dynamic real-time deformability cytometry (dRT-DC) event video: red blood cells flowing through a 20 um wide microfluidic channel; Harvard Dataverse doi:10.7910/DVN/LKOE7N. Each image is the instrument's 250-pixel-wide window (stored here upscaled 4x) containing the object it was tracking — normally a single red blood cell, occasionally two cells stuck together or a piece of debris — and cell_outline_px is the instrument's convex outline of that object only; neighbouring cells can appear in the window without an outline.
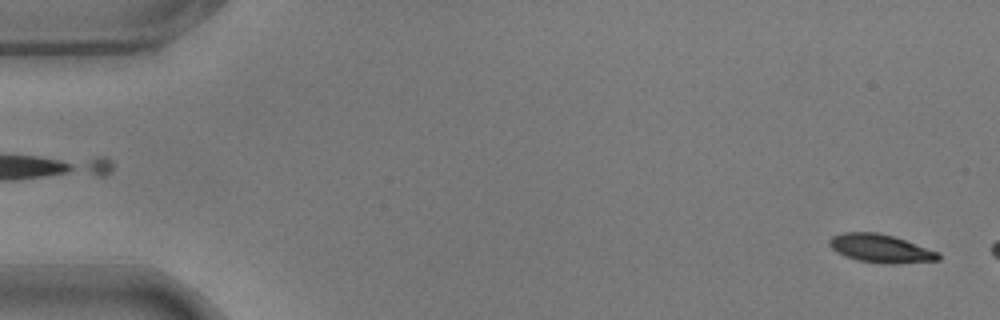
{"species": "common noctule bat (a hibernating species)", "species_latin": "Nyctalus noctula", "temperature_condition": "warm", "stored_images_in_passage": 9, "camera_frame_rate_fps": 3000, "um_per_image_px": 0.085, "animal": {"sex": "male", "body_mass_g": 17.9}, "frame": {"image": 1, "passage_image": 2, "time_ms": 0.333, "image_size_px": [1000, 320], "cell_outline_px": [[940, 260], [892, 264], [888, 264], [860, 260], [844, 256], [836, 252], [828, 244], [828, 240], [832, 236], [844, 232], [876, 232], [892, 236], [940, 252]], "centroid_in_image_um": [74.84, 21.12], "position_along_channel_um": 10.2, "area_um2": 17.86}}